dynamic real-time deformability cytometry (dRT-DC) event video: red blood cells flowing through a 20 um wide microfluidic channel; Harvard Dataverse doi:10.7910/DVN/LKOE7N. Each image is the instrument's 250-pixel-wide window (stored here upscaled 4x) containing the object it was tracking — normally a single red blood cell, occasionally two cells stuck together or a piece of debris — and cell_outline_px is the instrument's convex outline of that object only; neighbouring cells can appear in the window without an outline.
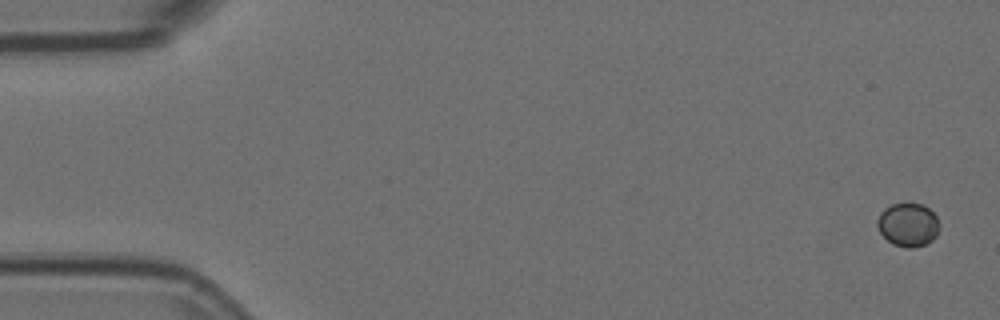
{"species": "Egyptian fruit bat (a non-hibernating species)", "species_latin": "Rousettus aegyptiacus", "temperature_condition": "room temperature", "stored_images_in_passage": 6, "camera_frame_rate_fps": 3000, "um_per_image_px": 0.085, "animal": {"sex": "female"}, "frame": {"image": 1, "passage_image": 1, "time_ms": 0.0, "image_size_px": [1000, 320], "cell_outline_px": [[940, 224], [936, 236], [932, 240], [924, 244], [912, 248], [908, 248], [892, 244], [880, 232], [876, 224], [876, 220], [880, 212], [884, 208], [892, 204], [920, 204], [928, 208], [936, 216]], "centroid_in_image_um": [77.17, 19.1], "position_along_channel_um": 7.8, "area_um2": 15.66}}
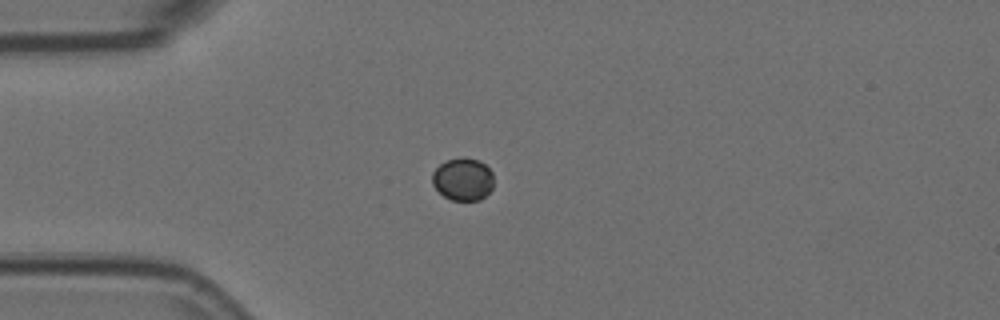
{"frame": {"image": 2, "passage_image": 5, "time_ms": 1.333, "image_size_px": [1000, 320], "cell_outline_px": [[492, 188], [480, 200], [452, 200], [444, 196], [432, 184], [432, 172], [444, 160], [464, 156], [480, 160], [492, 172]], "centroid_in_image_um": [39.33, 15.2], "position_along_channel_um": 45.7, "area_um2": 15.32}}
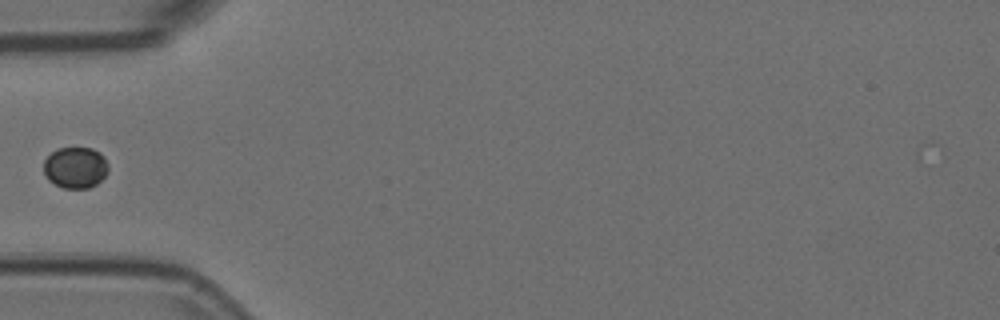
{"frame": {"image": 3, "passage_image": 6, "time_ms": 1.667, "image_size_px": [1000, 320], "cell_outline_px": [[108, 172], [96, 184], [88, 188], [64, 188], [48, 180], [44, 172], [44, 160], [56, 148], [92, 148], [100, 152], [104, 156], [108, 164]], "centroid_in_image_um": [6.42, 14.23], "position_along_channel_um": 78.6, "area_um2": 15.55}}